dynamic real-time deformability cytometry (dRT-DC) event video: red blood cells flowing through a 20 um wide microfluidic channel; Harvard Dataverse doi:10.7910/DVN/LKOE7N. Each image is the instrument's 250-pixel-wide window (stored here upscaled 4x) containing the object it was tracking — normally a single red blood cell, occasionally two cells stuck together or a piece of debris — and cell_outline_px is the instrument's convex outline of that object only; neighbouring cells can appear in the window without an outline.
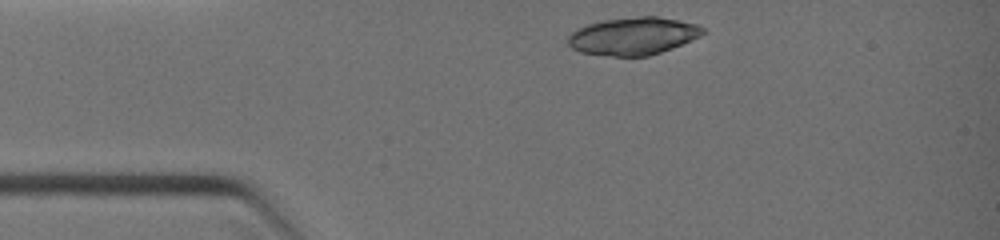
{"species": "common noctule bat (a hibernating species)", "species_latin": "Nyctalus noctula", "temperature_condition": "warm", "stored_images_in_passage": 2, "camera_frame_rate_fps": 3000, "um_per_image_px": 0.085, "animal": {"sex": "female", "body_mass_g": 19.0, "forearm_length_mm": 51.5}, "frame": {"image": 1, "passage_image": 1, "time_ms": 0.0, "image_size_px": [1000, 240], "cell_outline_px": [[704, 32], [700, 36], [672, 48], [648, 56], [612, 56], [580, 52], [572, 48], [568, 44], [568, 36], [576, 28], [588, 24], [604, 20], [640, 16], [656, 16], [680, 20], [696, 24], [704, 28]], "centroid_in_image_um": [53.8, 3.06], "position_along_channel_um": 31.2, "area_um2": 29.42}}